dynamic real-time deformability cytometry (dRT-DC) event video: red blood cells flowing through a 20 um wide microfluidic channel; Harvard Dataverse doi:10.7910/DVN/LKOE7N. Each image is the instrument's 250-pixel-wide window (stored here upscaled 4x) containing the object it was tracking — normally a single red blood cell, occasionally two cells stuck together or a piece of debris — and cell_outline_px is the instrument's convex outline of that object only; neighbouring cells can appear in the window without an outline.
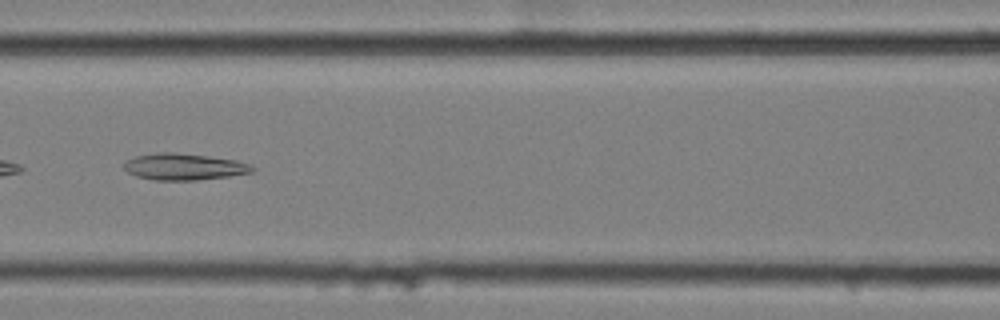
{"species": "common noctule bat (a hibernating species)", "species_latin": "Nyctalus noctula", "temperature_condition": "cold", "stored_images_in_passage": 8, "camera_frame_rate_fps": 3000, "um_per_image_px": 0.085, "animal": {"sex": "female", "body_mass_g": 25.1}, "frame": {"image": 1, "passage_image": 6, "time_ms": 1.667, "image_size_px": [1000, 320], "cell_outline_px": [[256, 168], [252, 172], [228, 176], [196, 180], [156, 180], [136, 176], [128, 172], [124, 168], [124, 164], [128, 160], [136, 156], [160, 152], [176, 152], [208, 156], [236, 160], [248, 164]], "centroid_in_image_um": [15.64, 14.17], "position_along_channel_um": 151.0, "area_um2": 19.65}}
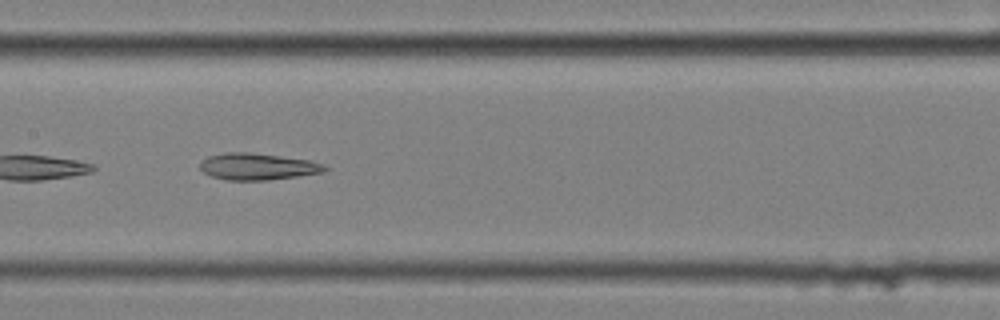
{"frame": {"image": 2, "passage_image": 7, "time_ms": 2.0, "image_size_px": [1000, 320], "cell_outline_px": [[328, 168], [324, 172], [268, 180], [228, 180], [212, 176], [204, 172], [200, 168], [200, 164], [208, 156], [224, 152], [248, 152], [308, 160], [324, 164]], "centroid_in_image_um": [21.89, 14.15], "position_along_channel_um": 185.5, "area_um2": 19.13}}
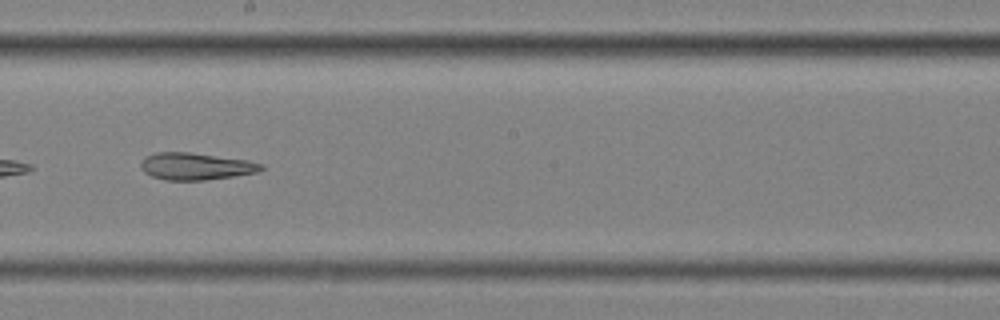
{"frame": {"image": 3, "passage_image": 8, "time_ms": 2.333, "image_size_px": [1000, 320], "cell_outline_px": [[264, 168], [260, 172], [204, 180], [164, 180], [152, 176], [144, 172], [140, 168], [140, 164], [144, 156], [156, 152], [188, 152], [248, 160], [264, 164]], "centroid_in_image_um": [16.63, 14.13], "position_along_channel_um": 231.6, "area_um2": 19.07}}